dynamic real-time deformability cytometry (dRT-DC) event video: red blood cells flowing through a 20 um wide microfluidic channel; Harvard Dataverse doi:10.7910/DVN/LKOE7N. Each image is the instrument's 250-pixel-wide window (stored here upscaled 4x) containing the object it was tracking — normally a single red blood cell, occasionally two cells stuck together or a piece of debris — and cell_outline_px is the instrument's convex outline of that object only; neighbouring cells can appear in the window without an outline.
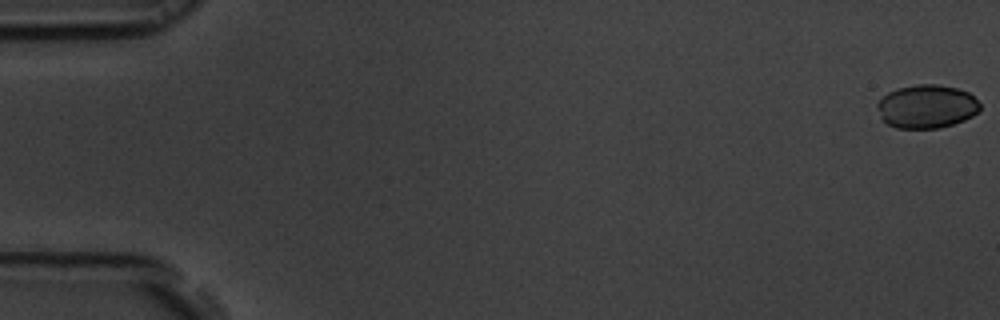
{"species": "common noctule bat (a hibernating species)", "species_latin": "Nyctalus noctula", "temperature_condition": "room temperature", "stored_images_in_passage": 56, "camera_frame_rate_fps": 3000, "um_per_image_px": 0.085, "animal": {"sex": "male", "body_mass_g": 19.5, "forearm_length_mm": 54.6}, "frame": {"image": 1, "passage_image": 1, "time_ms": 0.0, "image_size_px": [1000, 320], "cell_outline_px": [[980, 108], [972, 116], [964, 120], [940, 128], [896, 128], [888, 124], [880, 116], [876, 104], [888, 92], [896, 88], [916, 84], [936, 84], [956, 88], [968, 92], [980, 104]], "centroid_in_image_um": [78.75, 9.04], "position_along_channel_um": 6.3, "area_um2": 25.89}}
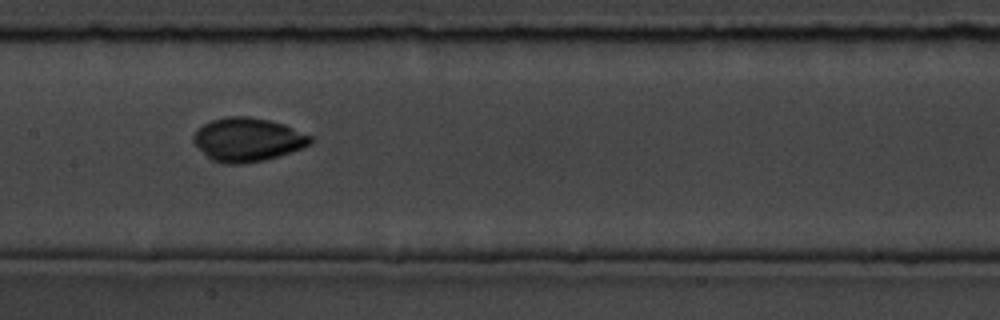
{"frame": {"image": 2, "passage_image": 28, "time_ms": 9.0, "image_size_px": [1000, 320], "cell_outline_px": [[316, 140], [312, 144], [264, 160], [240, 164], [224, 164], [212, 160], [192, 140], [192, 136], [204, 124], [212, 120], [228, 116], [248, 116], [268, 120], [284, 124], [312, 136]], "centroid_in_image_um": [21.07, 11.86], "position_along_channel_um": 186.3, "area_um2": 29.42}}
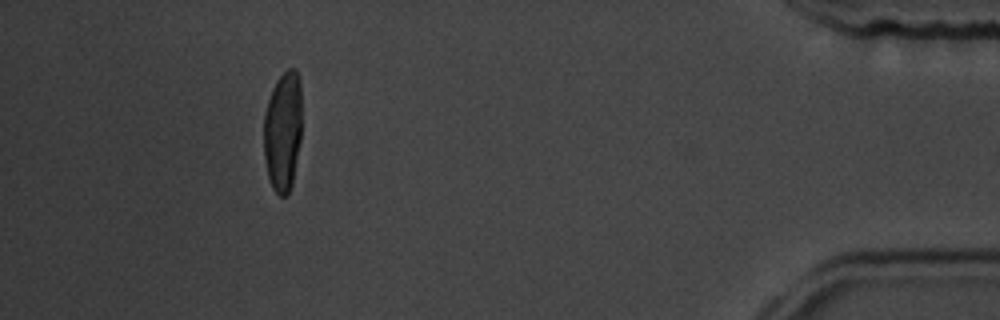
{"frame": {"image": 3, "passage_image": 51, "time_ms": 16.667, "image_size_px": [1000, 320], "cell_outline_px": [[300, 140], [292, 184], [288, 192], [284, 196], [280, 196], [272, 188], [268, 176], [264, 156], [264, 112], [272, 88], [276, 80], [288, 68], [296, 68], [300, 80]], "centroid_in_image_um": [24.03, 11.13], "position_along_channel_um": 411.2, "area_um2": 26.53}, "authors_computed_cell_mechanics": {"area_um2": 27.4261, "velocity_mm_per_s": 3.716, "shape_relaxation_time_tau1_ms": 6.7813, "shape_relaxation_time_tau2_ms": null, "deformation_change_tau1": 0.183, "deformation_change_tau2": null}}